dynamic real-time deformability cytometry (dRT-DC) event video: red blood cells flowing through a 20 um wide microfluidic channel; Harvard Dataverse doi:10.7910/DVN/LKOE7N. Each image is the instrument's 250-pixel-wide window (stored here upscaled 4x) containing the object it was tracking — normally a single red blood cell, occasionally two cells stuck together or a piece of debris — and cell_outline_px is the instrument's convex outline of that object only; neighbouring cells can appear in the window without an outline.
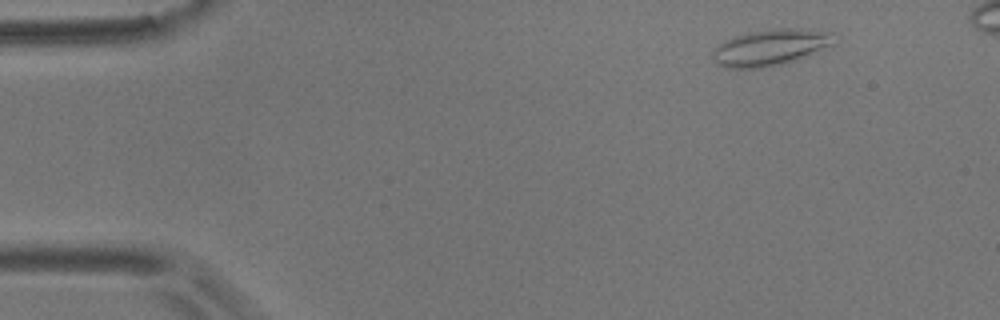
{"species": "common noctule bat (a hibernating species)", "species_latin": "Nyctalus noctula", "temperature_condition": "room temperature", "stored_images_in_passage": 5, "camera_frame_rate_fps": 3000, "um_per_image_px": 0.085, "animal": {"sex": "male", "body_mass_g": 17.9}, "frame": {"image": 1, "passage_image": 2, "time_ms": 0.333, "image_size_px": [1000, 320], "cell_outline_px": [[840, 36], [832, 44], [796, 60], [784, 64], [764, 68], [724, 68], [716, 64], [712, 60], [712, 48], [724, 40], [732, 36], [752, 32], [780, 28], [800, 28], [832, 32]], "centroid_in_image_um": [65.45, 4.03], "position_along_channel_um": 19.5, "area_um2": 26.07}}